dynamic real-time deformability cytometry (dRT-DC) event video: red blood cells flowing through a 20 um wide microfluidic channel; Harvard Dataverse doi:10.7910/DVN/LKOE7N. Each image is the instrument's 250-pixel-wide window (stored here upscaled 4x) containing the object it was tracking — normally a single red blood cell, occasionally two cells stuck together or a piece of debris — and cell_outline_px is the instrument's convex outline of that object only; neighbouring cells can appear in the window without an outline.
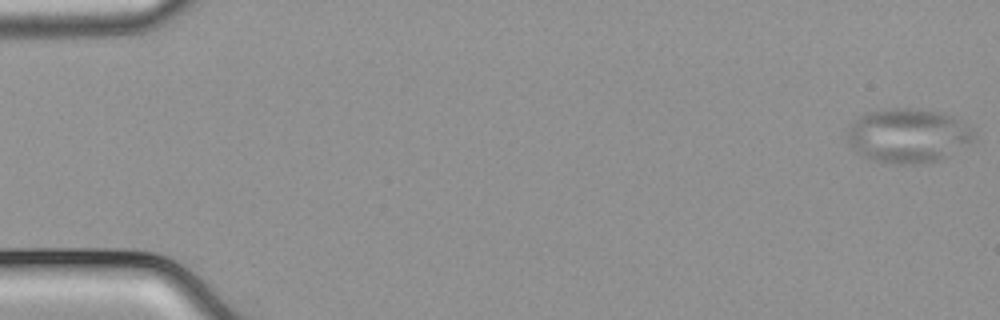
{"species": "common noctule bat (a hibernating species)", "species_latin": "Nyctalus noctula", "temperature_condition": "cold", "stored_images_in_passage": 54, "camera_frame_rate_fps": 3000, "um_per_image_px": 0.085, "animal": {"sex": "male", "body_mass_g": 21.5, "forearm_length_mm": 52.0}, "frame": {"image": 1, "passage_image": 1, "time_ms": 0.0, "image_size_px": [1000, 320], "cell_outline_px": [[976, 140], [936, 160], [912, 164], [896, 164], [872, 160], [856, 152], [848, 144], [848, 124], [864, 112], [888, 108], [920, 108], [940, 112], [952, 116], [972, 128], [976, 132]], "centroid_in_image_um": [77.14, 11.5], "position_along_channel_um": 7.9, "area_um2": 40.23}}
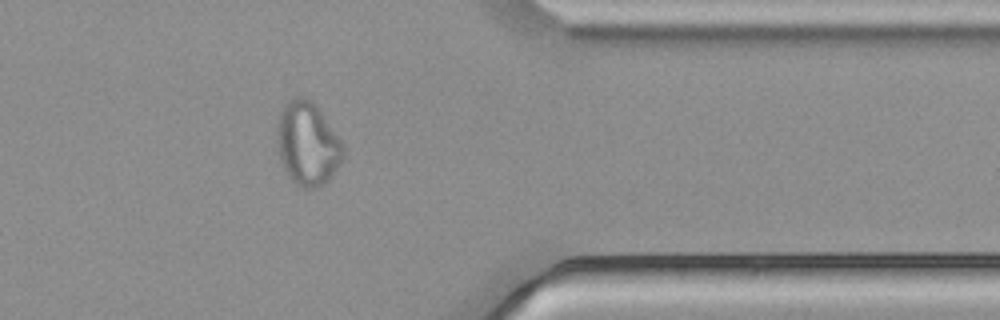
{"frame": {"image": 2, "passage_image": 44, "time_ms": 14.333, "image_size_px": [1000, 320], "cell_outline_px": [[344, 156], [328, 180], [324, 184], [316, 188], [304, 188], [296, 184], [288, 176], [280, 160], [276, 144], [276, 124], [280, 112], [284, 104], [288, 100], [296, 96], [304, 96], [312, 100], [316, 104], [344, 144]], "centroid_in_image_um": [26.12, 12.18], "position_along_channel_um": 385.3, "area_um2": 32.6}}
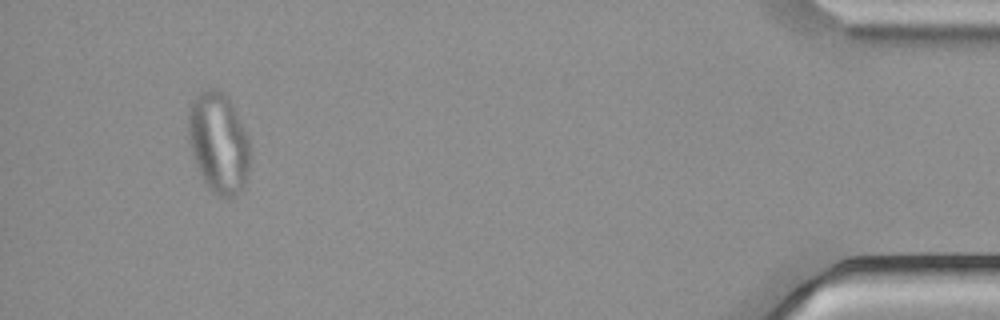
{"frame": {"image": 3, "passage_image": 51, "time_ms": 16.667, "image_size_px": [1000, 320], "cell_outline_px": [[248, 172], [244, 188], [236, 196], [228, 200], [216, 196], [208, 188], [192, 156], [188, 140], [188, 108], [192, 100], [200, 92], [208, 88], [216, 88], [228, 96], [248, 136]], "centroid_in_image_um": [18.56, 12.16], "position_along_channel_um": 416.6, "area_um2": 36.59}}